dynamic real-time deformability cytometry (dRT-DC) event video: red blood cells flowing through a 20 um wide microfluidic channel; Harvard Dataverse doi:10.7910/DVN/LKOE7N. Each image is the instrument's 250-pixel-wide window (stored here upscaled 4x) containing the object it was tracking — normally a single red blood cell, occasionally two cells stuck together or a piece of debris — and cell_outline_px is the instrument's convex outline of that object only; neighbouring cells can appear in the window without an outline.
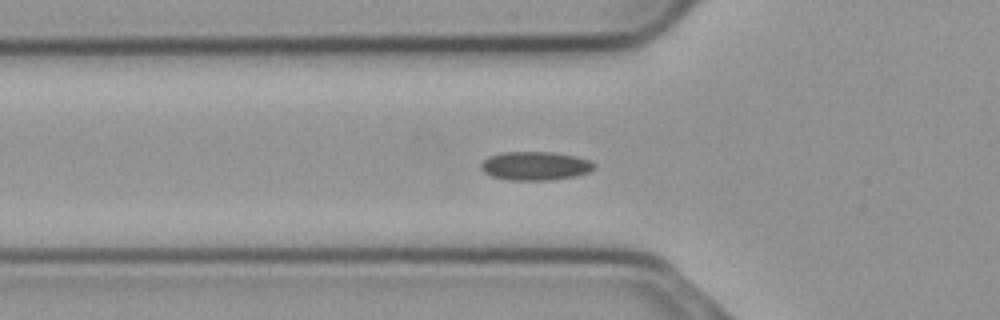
{"species": "common noctule bat (a hibernating species)", "species_latin": "Nyctalus noctula", "temperature_condition": "cold", "stored_images_in_passage": 36, "camera_frame_rate_fps": 3000, "um_per_image_px": 0.085, "animal": {"sex": "male", "body_mass_g": 23.1, "forearm_length_mm": 52.7}, "frame": {"image": 1, "passage_image": 11, "time_ms": 3.333, "image_size_px": [1000, 320], "cell_outline_px": [[596, 164], [588, 172], [576, 176], [548, 180], [508, 180], [492, 176], [484, 172], [480, 168], [480, 164], [488, 156], [500, 152], [552, 152], [576, 156], [588, 160]], "centroid_in_image_um": [45.45, 14.09], "position_along_channel_um": 80.3, "area_um2": 18.9}}
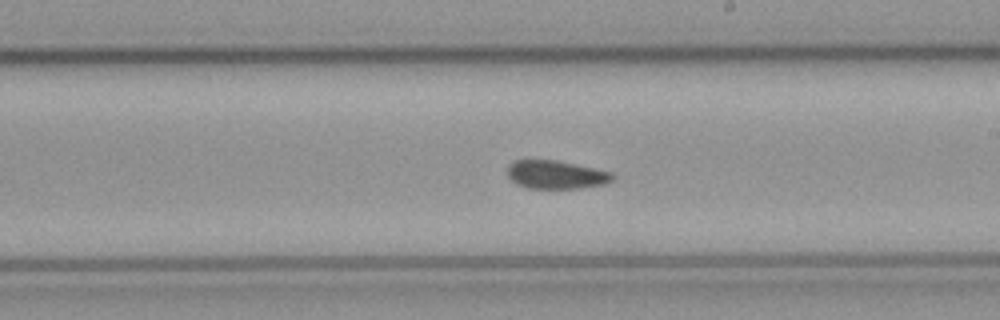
{"frame": {"image": 2, "passage_image": 24, "time_ms": 7.667, "image_size_px": [1000, 320], "cell_outline_px": [[616, 176], [612, 180], [604, 184], [580, 188], [528, 188], [516, 184], [508, 176], [508, 164], [516, 160], [556, 160], [612, 172]], "centroid_in_image_um": [47.26, 14.84], "position_along_channel_um": 241.7, "area_um2": 17.28}}
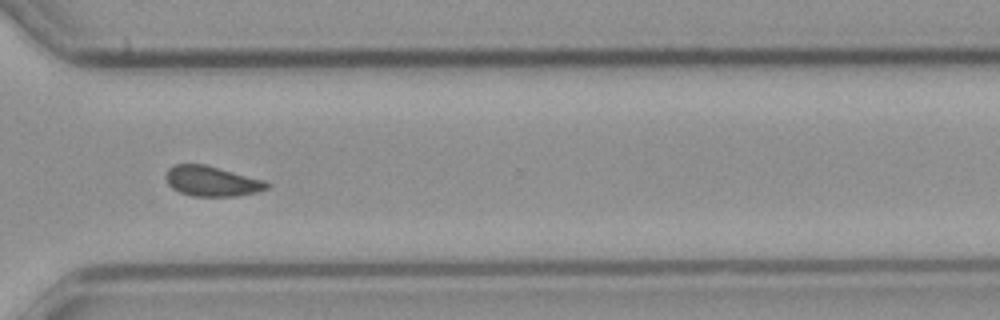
{"frame": {"image": 3, "passage_image": 33, "time_ms": 10.667, "image_size_px": [1000, 320], "cell_outline_px": [[272, 184], [268, 188], [256, 192], [236, 196], [192, 196], [180, 192], [172, 188], [168, 184], [168, 168], [176, 164], [204, 164], [264, 180]], "centroid_in_image_um": [18.04, 15.41], "position_along_channel_um": 352.6, "area_um2": 17.51}, "authors_computed_cell_mechanics": {"area_um2": 17.9469, "velocity_mm_per_s": 3.7054, "shape_relaxation_time_tau1_ms": null, "shape_relaxation_time_tau2_ms": 3.2525, "deformation_change_tau1": null, "deformation_change_tau2": 0.073}}